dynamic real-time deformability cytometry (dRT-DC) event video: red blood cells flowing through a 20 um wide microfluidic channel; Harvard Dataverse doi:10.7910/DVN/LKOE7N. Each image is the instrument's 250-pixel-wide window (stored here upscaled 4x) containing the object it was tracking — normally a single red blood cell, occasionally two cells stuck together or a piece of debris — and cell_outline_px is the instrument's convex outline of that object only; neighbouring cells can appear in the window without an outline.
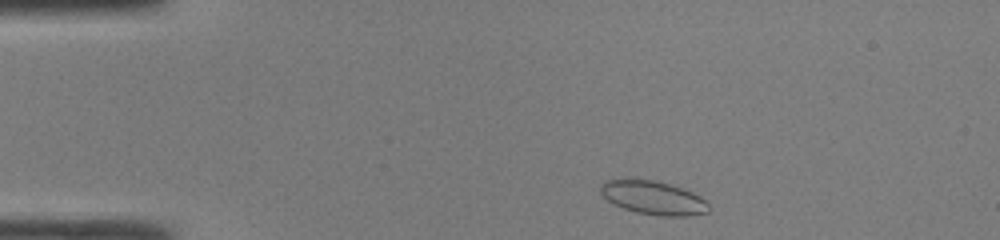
{"species": "common noctule bat (a hibernating species)", "species_latin": "Nyctalus noctula", "temperature_condition": "room temperature", "stored_images_in_passage": 41, "camera_frame_rate_fps": 3000, "um_per_image_px": 0.085, "animal": {"sex": "male", "body_mass_g": 19.0, "forearm_length_mm": 50.8}, "frame": {"image": 1, "passage_image": 2, "time_ms": 0.333, "image_size_px": [1000, 240], "cell_outline_px": [[708, 212], [688, 216], [660, 216], [636, 212], [624, 208], [608, 200], [600, 192], [600, 184], [604, 180], [656, 180], [692, 192], [700, 196], [708, 204]], "centroid_in_image_um": [55.53, 16.82], "position_along_channel_um": 29.5, "area_um2": 20.81}}
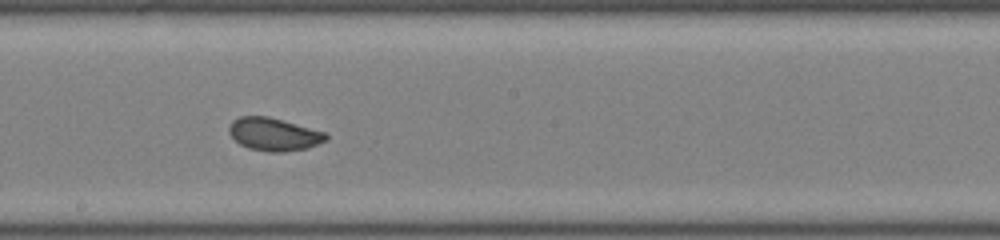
{"frame": {"image": 2, "passage_image": 20, "time_ms": 6.333, "image_size_px": [1000, 240], "cell_outline_px": [[328, 140], [308, 148], [284, 152], [268, 152], [248, 148], [240, 144], [228, 132], [228, 128], [232, 120], [240, 116], [268, 116], [324, 132], [328, 136]], "centroid_in_image_um": [23.26, 11.42], "position_along_channel_um": 224.9, "area_um2": 18.55}}
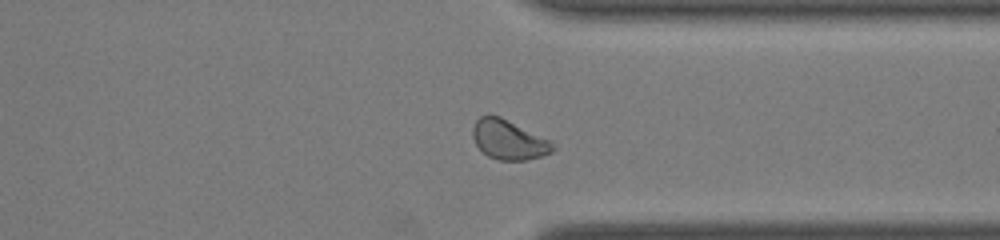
{"frame": {"image": 3, "passage_image": 30, "time_ms": 9.667, "image_size_px": [1000, 240], "cell_outline_px": [[556, 148], [552, 152], [544, 156], [524, 160], [500, 160], [488, 156], [476, 144], [472, 136], [472, 128], [476, 120], [480, 116], [500, 116], [552, 140], [556, 144]], "centroid_in_image_um": [43.3, 11.88], "position_along_channel_um": 368.1, "area_um2": 18.61}}